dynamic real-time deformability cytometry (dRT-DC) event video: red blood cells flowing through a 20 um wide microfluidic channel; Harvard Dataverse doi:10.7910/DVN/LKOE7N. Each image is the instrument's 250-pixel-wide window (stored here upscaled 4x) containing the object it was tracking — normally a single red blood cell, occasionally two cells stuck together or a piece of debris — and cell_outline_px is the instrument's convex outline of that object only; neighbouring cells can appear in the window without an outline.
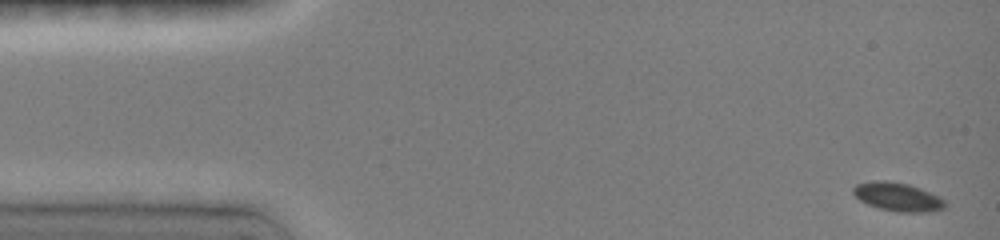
{"species": "common noctule bat (a hibernating species)", "species_latin": "Nyctalus noctula", "temperature_condition": "room temperature", "stored_images_in_passage": 28, "camera_frame_rate_fps": 3000, "um_per_image_px": 0.085, "animal": {"sex": "female", "body_mass_g": 19.0, "forearm_length_mm": 51.5}, "frame": {"image": 1, "passage_image": 1, "time_ms": 0.0, "image_size_px": [1000, 240], "cell_outline_px": [[944, 208], [932, 212], [900, 212], [880, 208], [868, 204], [860, 200], [852, 192], [852, 188], [856, 184], [872, 180], [884, 180], [908, 184], [920, 188], [944, 200]], "centroid_in_image_um": [76.26, 16.72], "position_along_channel_um": 8.7, "area_um2": 15.09}}
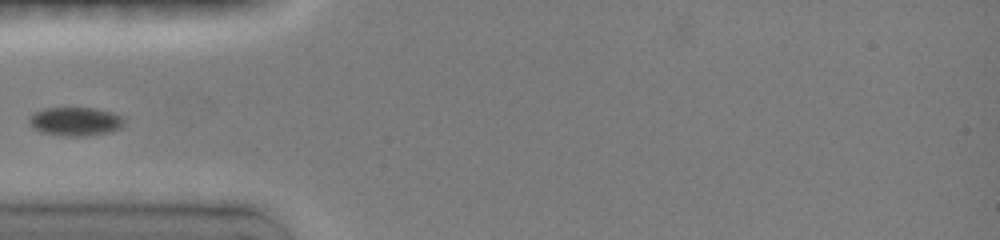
{"frame": {"image": 2, "passage_image": 13, "time_ms": 4.667, "image_size_px": [1000, 240], "cell_outline_px": [[124, 124], [120, 128], [108, 132], [84, 136], [64, 136], [40, 132], [28, 120], [28, 116], [32, 112], [44, 108], [96, 108], [112, 112], [120, 116], [124, 120]], "centroid_in_image_um": [6.38, 10.31], "position_along_channel_um": 78.6, "area_um2": 15.84}}
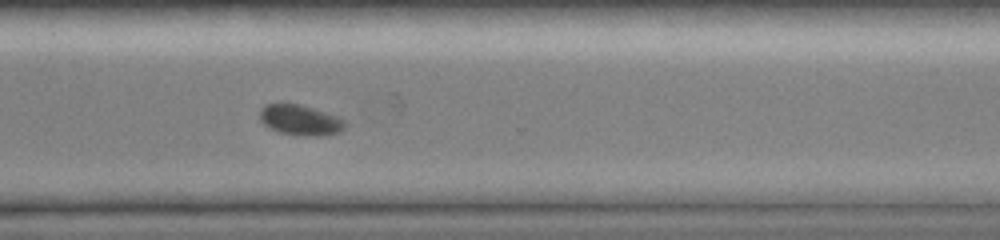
{"frame": {"image": 3, "passage_image": 28, "time_ms": 11.333, "image_size_px": [1000, 240], "cell_outline_px": [[348, 124], [340, 132], [324, 136], [304, 136], [280, 132], [264, 124], [260, 120], [260, 108], [264, 104], [296, 104], [312, 108], [340, 116]], "centroid_in_image_um": [25.57, 10.21], "position_along_channel_um": 345.0, "area_um2": 15.14}}